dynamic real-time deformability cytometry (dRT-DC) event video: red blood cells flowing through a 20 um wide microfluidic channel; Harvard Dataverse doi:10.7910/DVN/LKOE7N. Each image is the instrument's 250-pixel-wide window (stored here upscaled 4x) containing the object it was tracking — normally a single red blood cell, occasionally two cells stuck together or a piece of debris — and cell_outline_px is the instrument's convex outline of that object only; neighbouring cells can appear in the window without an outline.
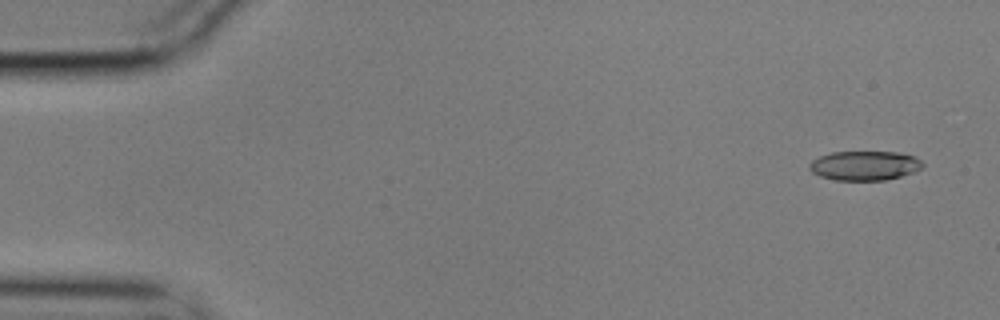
{"species": "common noctule bat (a hibernating species)", "species_latin": "Nyctalus noctula", "temperature_condition": "cold", "stored_images_in_passage": 57, "camera_frame_rate_fps": 3000, "um_per_image_px": 0.085, "animal": {"sex": "male", "body_mass_g": 17.9}, "frame": {"image": 1, "passage_image": 3, "time_ms": 0.667, "image_size_px": [1000, 320], "cell_outline_px": [[924, 164], [920, 168], [912, 172], [900, 176], [884, 180], [836, 180], [820, 176], [812, 172], [808, 168], [808, 164], [812, 160], [820, 156], [832, 152], [896, 152], [912, 156], [920, 160]], "centroid_in_image_um": [73.44, 14.07], "position_along_channel_um": 11.6, "area_um2": 19.19}}
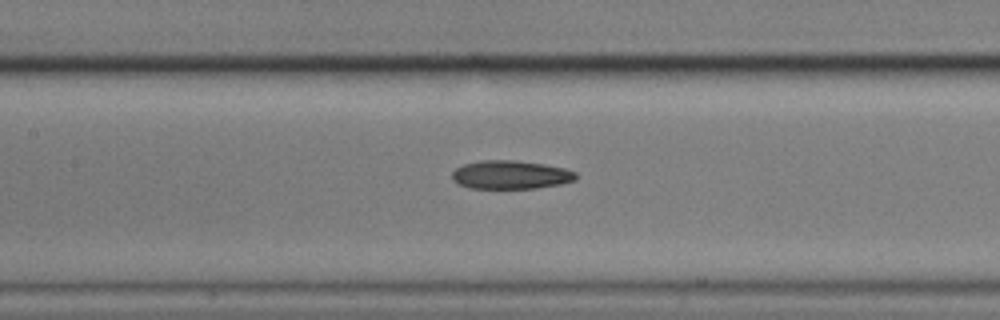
{"frame": {"image": 2, "passage_image": 26, "time_ms": 8.333, "image_size_px": [1000, 320], "cell_outline_px": [[576, 180], [560, 184], [536, 188], [472, 188], [456, 184], [452, 180], [452, 172], [456, 168], [464, 164], [480, 160], [516, 160], [544, 164], [564, 168], [576, 172]], "centroid_in_image_um": [43.38, 14.85], "position_along_channel_um": 164.0, "area_um2": 20.63}}
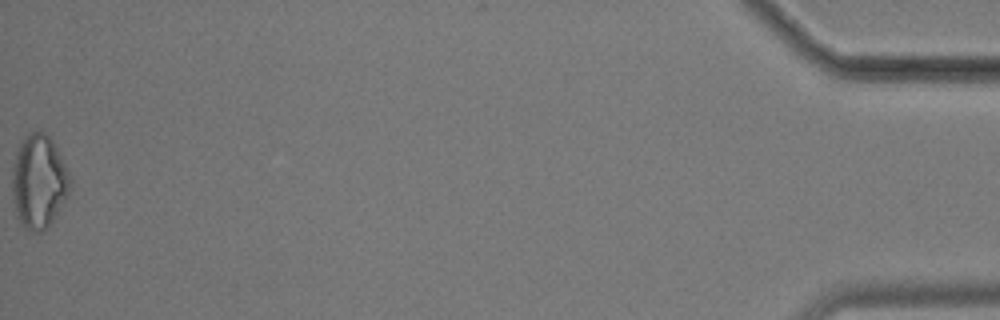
{"frame": {"image": 3, "passage_image": 57, "time_ms": 18.667, "image_size_px": [1000, 320], "cell_outline_px": [[72, 188], [68, 196], [48, 228], [40, 232], [32, 232], [24, 228], [20, 224], [16, 216], [12, 192], [12, 164], [20, 140], [28, 132], [44, 132], [52, 140], [72, 176]], "centroid_in_image_um": [3.31, 15.45], "position_along_channel_um": 431.9, "area_um2": 32.37}, "authors_computed_cell_mechanics": {"area_um2": 21.097, "velocity_mm_per_s": 3.5303, "shape_relaxation_time_tau1_ms": 6.2507, "shape_relaxation_time_tau2_ms": 9.136, "deformation_change_tau1": 0.1283, "deformation_change_tau2": 0.2097}}